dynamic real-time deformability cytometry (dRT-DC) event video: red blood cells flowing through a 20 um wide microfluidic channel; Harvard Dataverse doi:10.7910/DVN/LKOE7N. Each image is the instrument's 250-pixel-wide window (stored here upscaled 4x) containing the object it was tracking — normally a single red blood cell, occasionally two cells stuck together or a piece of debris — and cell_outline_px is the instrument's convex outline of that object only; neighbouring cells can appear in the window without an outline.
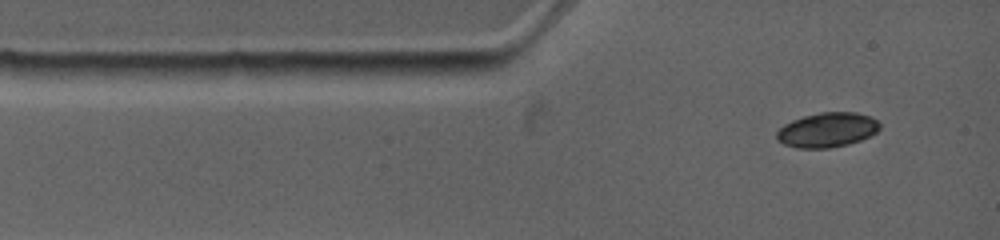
{"species": "common noctule bat (a hibernating species)", "species_latin": "Nyctalus noctula", "temperature_condition": "warm", "stored_images_in_passage": 30, "camera_frame_rate_fps": 4500, "um_per_image_px": 0.085, "animal": {"sex": "female", "body_mass_g": 19.0, "forearm_length_mm": 53.3}, "frame": {"image": 1, "passage_image": 1, "time_ms": 0.0, "image_size_px": [1000, 240], "cell_outline_px": [[880, 128], [876, 132], [860, 140], [848, 144], [828, 148], [796, 148], [784, 144], [776, 140], [776, 132], [784, 124], [792, 120], [804, 116], [820, 112], [856, 112], [868, 116], [876, 120], [880, 124]], "centroid_in_image_um": [70.28, 11.04], "position_along_channel_um": 14.7, "area_um2": 20.75}}
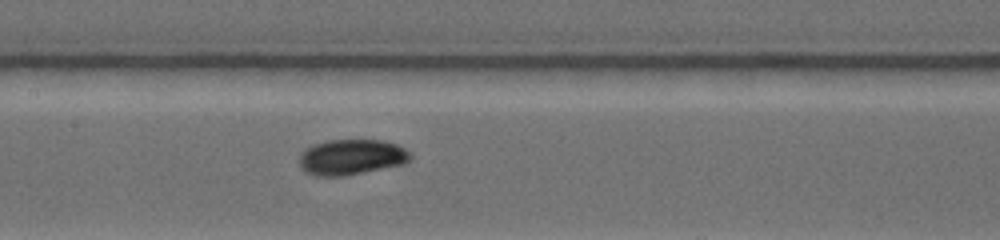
{"frame": {"image": 2, "passage_image": 13, "time_ms": 4.889, "image_size_px": [1000, 240], "cell_outline_px": [[412, 156], [404, 164], [344, 176], [316, 176], [308, 172], [300, 164], [300, 152], [304, 148], [312, 144], [328, 140], [384, 140], [396, 144], [412, 152]], "centroid_in_image_um": [29.88, 13.34], "position_along_channel_um": 177.5, "area_um2": 23.06}}
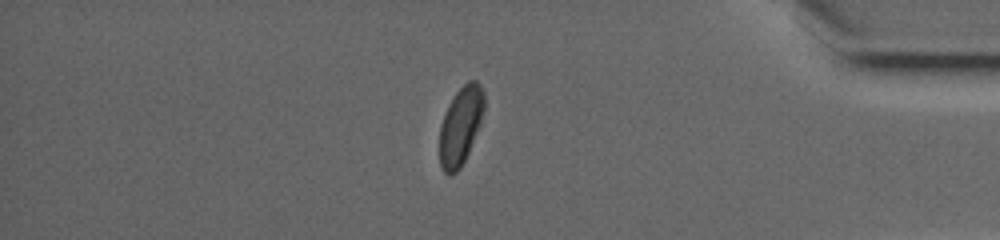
{"frame": {"image": 3, "passage_image": 26, "time_ms": 11.556, "image_size_px": [1000, 240], "cell_outline_px": [[484, 108], [480, 124], [468, 152], [460, 168], [452, 176], [448, 176], [440, 168], [440, 124], [456, 92], [468, 80], [476, 80], [480, 84], [484, 92]], "centroid_in_image_um": [39.15, 10.71], "position_along_channel_um": 396.0, "area_um2": 20.06}, "authors_computed_cell_mechanics": {"area_um2": 22.1952, "velocity_mm_per_s": 3.8053, "shape_relaxation_time_tau1_ms": 2.2643, "shape_relaxation_time_tau2_ms": 5.2996, "deformation_change_tau1": 0.0754, "deformation_change_tau2": 0.0387}}